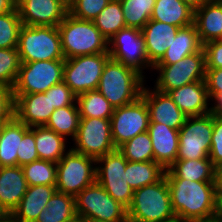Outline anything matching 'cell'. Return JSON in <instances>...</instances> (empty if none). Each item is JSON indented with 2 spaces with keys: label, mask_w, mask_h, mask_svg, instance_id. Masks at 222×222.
<instances>
[{
  "label": "cell",
  "mask_w": 222,
  "mask_h": 222,
  "mask_svg": "<svg viewBox=\"0 0 222 222\" xmlns=\"http://www.w3.org/2000/svg\"><path fill=\"white\" fill-rule=\"evenodd\" d=\"M172 210L178 222L212 221L216 208L215 182L166 178Z\"/></svg>",
  "instance_id": "cell-1"
},
{
  "label": "cell",
  "mask_w": 222,
  "mask_h": 222,
  "mask_svg": "<svg viewBox=\"0 0 222 222\" xmlns=\"http://www.w3.org/2000/svg\"><path fill=\"white\" fill-rule=\"evenodd\" d=\"M145 84L146 80L135 69L110 58L104 66L97 90L117 108L135 102Z\"/></svg>",
  "instance_id": "cell-2"
},
{
  "label": "cell",
  "mask_w": 222,
  "mask_h": 222,
  "mask_svg": "<svg viewBox=\"0 0 222 222\" xmlns=\"http://www.w3.org/2000/svg\"><path fill=\"white\" fill-rule=\"evenodd\" d=\"M127 216L128 222H178L172 210L165 176L154 184L134 191Z\"/></svg>",
  "instance_id": "cell-3"
},
{
  "label": "cell",
  "mask_w": 222,
  "mask_h": 222,
  "mask_svg": "<svg viewBox=\"0 0 222 222\" xmlns=\"http://www.w3.org/2000/svg\"><path fill=\"white\" fill-rule=\"evenodd\" d=\"M65 59L81 55L108 53V40L93 21L74 18L69 13L58 25Z\"/></svg>",
  "instance_id": "cell-4"
},
{
  "label": "cell",
  "mask_w": 222,
  "mask_h": 222,
  "mask_svg": "<svg viewBox=\"0 0 222 222\" xmlns=\"http://www.w3.org/2000/svg\"><path fill=\"white\" fill-rule=\"evenodd\" d=\"M17 50L21 63L65 60L61 38L56 26L22 25Z\"/></svg>",
  "instance_id": "cell-5"
},
{
  "label": "cell",
  "mask_w": 222,
  "mask_h": 222,
  "mask_svg": "<svg viewBox=\"0 0 222 222\" xmlns=\"http://www.w3.org/2000/svg\"><path fill=\"white\" fill-rule=\"evenodd\" d=\"M76 214L93 222H128L127 208L95 181L75 197Z\"/></svg>",
  "instance_id": "cell-6"
},
{
  "label": "cell",
  "mask_w": 222,
  "mask_h": 222,
  "mask_svg": "<svg viewBox=\"0 0 222 222\" xmlns=\"http://www.w3.org/2000/svg\"><path fill=\"white\" fill-rule=\"evenodd\" d=\"M57 164V191L76 197L96 181V159L70 149Z\"/></svg>",
  "instance_id": "cell-7"
},
{
  "label": "cell",
  "mask_w": 222,
  "mask_h": 222,
  "mask_svg": "<svg viewBox=\"0 0 222 222\" xmlns=\"http://www.w3.org/2000/svg\"><path fill=\"white\" fill-rule=\"evenodd\" d=\"M157 80L153 88L168 93L169 91L194 83L205 81L206 61L203 48L197 52L184 57L182 60L172 65H154ZM159 72V73H158Z\"/></svg>",
  "instance_id": "cell-8"
},
{
  "label": "cell",
  "mask_w": 222,
  "mask_h": 222,
  "mask_svg": "<svg viewBox=\"0 0 222 222\" xmlns=\"http://www.w3.org/2000/svg\"><path fill=\"white\" fill-rule=\"evenodd\" d=\"M127 159L118 150L96 159V181L106 192L124 207L132 203L134 190L127 183Z\"/></svg>",
  "instance_id": "cell-9"
},
{
  "label": "cell",
  "mask_w": 222,
  "mask_h": 222,
  "mask_svg": "<svg viewBox=\"0 0 222 222\" xmlns=\"http://www.w3.org/2000/svg\"><path fill=\"white\" fill-rule=\"evenodd\" d=\"M109 53L81 55L64 60L63 82L78 96L97 90Z\"/></svg>",
  "instance_id": "cell-10"
},
{
  "label": "cell",
  "mask_w": 222,
  "mask_h": 222,
  "mask_svg": "<svg viewBox=\"0 0 222 222\" xmlns=\"http://www.w3.org/2000/svg\"><path fill=\"white\" fill-rule=\"evenodd\" d=\"M213 132V115L187 117L179 129V147L176 160L209 158Z\"/></svg>",
  "instance_id": "cell-11"
},
{
  "label": "cell",
  "mask_w": 222,
  "mask_h": 222,
  "mask_svg": "<svg viewBox=\"0 0 222 222\" xmlns=\"http://www.w3.org/2000/svg\"><path fill=\"white\" fill-rule=\"evenodd\" d=\"M110 58L135 69L144 78L145 69H153L145 49L142 30L125 27L108 40Z\"/></svg>",
  "instance_id": "cell-12"
},
{
  "label": "cell",
  "mask_w": 222,
  "mask_h": 222,
  "mask_svg": "<svg viewBox=\"0 0 222 222\" xmlns=\"http://www.w3.org/2000/svg\"><path fill=\"white\" fill-rule=\"evenodd\" d=\"M64 60L21 63L13 94L46 92L63 81Z\"/></svg>",
  "instance_id": "cell-13"
},
{
  "label": "cell",
  "mask_w": 222,
  "mask_h": 222,
  "mask_svg": "<svg viewBox=\"0 0 222 222\" xmlns=\"http://www.w3.org/2000/svg\"><path fill=\"white\" fill-rule=\"evenodd\" d=\"M73 143L70 147L73 151L95 159L116 150L111 136L110 119L80 118Z\"/></svg>",
  "instance_id": "cell-14"
},
{
  "label": "cell",
  "mask_w": 222,
  "mask_h": 222,
  "mask_svg": "<svg viewBox=\"0 0 222 222\" xmlns=\"http://www.w3.org/2000/svg\"><path fill=\"white\" fill-rule=\"evenodd\" d=\"M110 121L112 140L118 149L136 135L148 131L150 122L148 106L140 96L131 104L114 108Z\"/></svg>",
  "instance_id": "cell-15"
},
{
  "label": "cell",
  "mask_w": 222,
  "mask_h": 222,
  "mask_svg": "<svg viewBox=\"0 0 222 222\" xmlns=\"http://www.w3.org/2000/svg\"><path fill=\"white\" fill-rule=\"evenodd\" d=\"M21 22L28 26H56L68 14L63 0H16Z\"/></svg>",
  "instance_id": "cell-16"
},
{
  "label": "cell",
  "mask_w": 222,
  "mask_h": 222,
  "mask_svg": "<svg viewBox=\"0 0 222 222\" xmlns=\"http://www.w3.org/2000/svg\"><path fill=\"white\" fill-rule=\"evenodd\" d=\"M15 99L14 116L27 127L45 126L55 107L46 92L33 94H13Z\"/></svg>",
  "instance_id": "cell-17"
},
{
  "label": "cell",
  "mask_w": 222,
  "mask_h": 222,
  "mask_svg": "<svg viewBox=\"0 0 222 222\" xmlns=\"http://www.w3.org/2000/svg\"><path fill=\"white\" fill-rule=\"evenodd\" d=\"M143 86L141 97L145 100L149 110V123H162L179 130L185 123L187 116L178 108L168 93L155 88Z\"/></svg>",
  "instance_id": "cell-18"
},
{
  "label": "cell",
  "mask_w": 222,
  "mask_h": 222,
  "mask_svg": "<svg viewBox=\"0 0 222 222\" xmlns=\"http://www.w3.org/2000/svg\"><path fill=\"white\" fill-rule=\"evenodd\" d=\"M174 103L187 116L210 113V98L205 81H196L168 92Z\"/></svg>",
  "instance_id": "cell-19"
},
{
  "label": "cell",
  "mask_w": 222,
  "mask_h": 222,
  "mask_svg": "<svg viewBox=\"0 0 222 222\" xmlns=\"http://www.w3.org/2000/svg\"><path fill=\"white\" fill-rule=\"evenodd\" d=\"M27 189L28 183L22 167H0V209L4 213L12 214Z\"/></svg>",
  "instance_id": "cell-20"
},
{
  "label": "cell",
  "mask_w": 222,
  "mask_h": 222,
  "mask_svg": "<svg viewBox=\"0 0 222 222\" xmlns=\"http://www.w3.org/2000/svg\"><path fill=\"white\" fill-rule=\"evenodd\" d=\"M147 132L152 141L154 161L168 169L178 155L179 130L162 123H149Z\"/></svg>",
  "instance_id": "cell-21"
},
{
  "label": "cell",
  "mask_w": 222,
  "mask_h": 222,
  "mask_svg": "<svg viewBox=\"0 0 222 222\" xmlns=\"http://www.w3.org/2000/svg\"><path fill=\"white\" fill-rule=\"evenodd\" d=\"M141 30L148 60L154 66L170 47L179 27L150 19Z\"/></svg>",
  "instance_id": "cell-22"
},
{
  "label": "cell",
  "mask_w": 222,
  "mask_h": 222,
  "mask_svg": "<svg viewBox=\"0 0 222 222\" xmlns=\"http://www.w3.org/2000/svg\"><path fill=\"white\" fill-rule=\"evenodd\" d=\"M193 23L202 45L222 39V1L209 0L194 11Z\"/></svg>",
  "instance_id": "cell-23"
},
{
  "label": "cell",
  "mask_w": 222,
  "mask_h": 222,
  "mask_svg": "<svg viewBox=\"0 0 222 222\" xmlns=\"http://www.w3.org/2000/svg\"><path fill=\"white\" fill-rule=\"evenodd\" d=\"M56 191L55 185L28 186L26 193L12 215L17 222H35Z\"/></svg>",
  "instance_id": "cell-24"
},
{
  "label": "cell",
  "mask_w": 222,
  "mask_h": 222,
  "mask_svg": "<svg viewBox=\"0 0 222 222\" xmlns=\"http://www.w3.org/2000/svg\"><path fill=\"white\" fill-rule=\"evenodd\" d=\"M203 48L194 23L179 28L170 47L155 65H172Z\"/></svg>",
  "instance_id": "cell-25"
},
{
  "label": "cell",
  "mask_w": 222,
  "mask_h": 222,
  "mask_svg": "<svg viewBox=\"0 0 222 222\" xmlns=\"http://www.w3.org/2000/svg\"><path fill=\"white\" fill-rule=\"evenodd\" d=\"M166 178L215 182V166L209 158L176 160L165 172Z\"/></svg>",
  "instance_id": "cell-26"
},
{
  "label": "cell",
  "mask_w": 222,
  "mask_h": 222,
  "mask_svg": "<svg viewBox=\"0 0 222 222\" xmlns=\"http://www.w3.org/2000/svg\"><path fill=\"white\" fill-rule=\"evenodd\" d=\"M194 10L181 0H156L151 20L175 25L179 28L193 23Z\"/></svg>",
  "instance_id": "cell-27"
},
{
  "label": "cell",
  "mask_w": 222,
  "mask_h": 222,
  "mask_svg": "<svg viewBox=\"0 0 222 222\" xmlns=\"http://www.w3.org/2000/svg\"><path fill=\"white\" fill-rule=\"evenodd\" d=\"M24 136V123L15 116L4 123L0 132V167L18 166L17 150Z\"/></svg>",
  "instance_id": "cell-28"
},
{
  "label": "cell",
  "mask_w": 222,
  "mask_h": 222,
  "mask_svg": "<svg viewBox=\"0 0 222 222\" xmlns=\"http://www.w3.org/2000/svg\"><path fill=\"white\" fill-rule=\"evenodd\" d=\"M65 137L46 126H35V144L39 159L58 163L71 149H67Z\"/></svg>",
  "instance_id": "cell-29"
},
{
  "label": "cell",
  "mask_w": 222,
  "mask_h": 222,
  "mask_svg": "<svg viewBox=\"0 0 222 222\" xmlns=\"http://www.w3.org/2000/svg\"><path fill=\"white\" fill-rule=\"evenodd\" d=\"M125 171L126 181L135 191L141 187L160 181L165 176L166 169L155 161H127Z\"/></svg>",
  "instance_id": "cell-30"
},
{
  "label": "cell",
  "mask_w": 222,
  "mask_h": 222,
  "mask_svg": "<svg viewBox=\"0 0 222 222\" xmlns=\"http://www.w3.org/2000/svg\"><path fill=\"white\" fill-rule=\"evenodd\" d=\"M76 217L75 197L56 191L35 222H68Z\"/></svg>",
  "instance_id": "cell-31"
},
{
  "label": "cell",
  "mask_w": 222,
  "mask_h": 222,
  "mask_svg": "<svg viewBox=\"0 0 222 222\" xmlns=\"http://www.w3.org/2000/svg\"><path fill=\"white\" fill-rule=\"evenodd\" d=\"M80 118L110 119L114 107L98 91L91 90L76 96Z\"/></svg>",
  "instance_id": "cell-32"
},
{
  "label": "cell",
  "mask_w": 222,
  "mask_h": 222,
  "mask_svg": "<svg viewBox=\"0 0 222 222\" xmlns=\"http://www.w3.org/2000/svg\"><path fill=\"white\" fill-rule=\"evenodd\" d=\"M79 123L80 114L75 102L73 105L55 109L45 126L66 139L68 136L72 137L73 141L77 135Z\"/></svg>",
  "instance_id": "cell-33"
},
{
  "label": "cell",
  "mask_w": 222,
  "mask_h": 222,
  "mask_svg": "<svg viewBox=\"0 0 222 222\" xmlns=\"http://www.w3.org/2000/svg\"><path fill=\"white\" fill-rule=\"evenodd\" d=\"M93 22L107 40L125 28L126 23L120 0H111Z\"/></svg>",
  "instance_id": "cell-34"
},
{
  "label": "cell",
  "mask_w": 222,
  "mask_h": 222,
  "mask_svg": "<svg viewBox=\"0 0 222 222\" xmlns=\"http://www.w3.org/2000/svg\"><path fill=\"white\" fill-rule=\"evenodd\" d=\"M126 27L142 29L151 19L156 0H120Z\"/></svg>",
  "instance_id": "cell-35"
},
{
  "label": "cell",
  "mask_w": 222,
  "mask_h": 222,
  "mask_svg": "<svg viewBox=\"0 0 222 222\" xmlns=\"http://www.w3.org/2000/svg\"><path fill=\"white\" fill-rule=\"evenodd\" d=\"M28 186L56 185L57 164L52 161L38 159L22 166Z\"/></svg>",
  "instance_id": "cell-36"
},
{
  "label": "cell",
  "mask_w": 222,
  "mask_h": 222,
  "mask_svg": "<svg viewBox=\"0 0 222 222\" xmlns=\"http://www.w3.org/2000/svg\"><path fill=\"white\" fill-rule=\"evenodd\" d=\"M118 150L124 155L127 161H154L152 141L148 132L136 135L121 145Z\"/></svg>",
  "instance_id": "cell-37"
},
{
  "label": "cell",
  "mask_w": 222,
  "mask_h": 222,
  "mask_svg": "<svg viewBox=\"0 0 222 222\" xmlns=\"http://www.w3.org/2000/svg\"><path fill=\"white\" fill-rule=\"evenodd\" d=\"M22 25L17 7L0 14V48H17Z\"/></svg>",
  "instance_id": "cell-38"
},
{
  "label": "cell",
  "mask_w": 222,
  "mask_h": 222,
  "mask_svg": "<svg viewBox=\"0 0 222 222\" xmlns=\"http://www.w3.org/2000/svg\"><path fill=\"white\" fill-rule=\"evenodd\" d=\"M21 60L17 48H0V85L13 88Z\"/></svg>",
  "instance_id": "cell-39"
},
{
  "label": "cell",
  "mask_w": 222,
  "mask_h": 222,
  "mask_svg": "<svg viewBox=\"0 0 222 222\" xmlns=\"http://www.w3.org/2000/svg\"><path fill=\"white\" fill-rule=\"evenodd\" d=\"M205 82L210 101V113L222 118V68H206Z\"/></svg>",
  "instance_id": "cell-40"
},
{
  "label": "cell",
  "mask_w": 222,
  "mask_h": 222,
  "mask_svg": "<svg viewBox=\"0 0 222 222\" xmlns=\"http://www.w3.org/2000/svg\"><path fill=\"white\" fill-rule=\"evenodd\" d=\"M111 0H72L68 13L80 20L93 21Z\"/></svg>",
  "instance_id": "cell-41"
},
{
  "label": "cell",
  "mask_w": 222,
  "mask_h": 222,
  "mask_svg": "<svg viewBox=\"0 0 222 222\" xmlns=\"http://www.w3.org/2000/svg\"><path fill=\"white\" fill-rule=\"evenodd\" d=\"M38 159L39 156L35 144V126L27 127L24 124V136L17 150L18 166L22 167Z\"/></svg>",
  "instance_id": "cell-42"
},
{
  "label": "cell",
  "mask_w": 222,
  "mask_h": 222,
  "mask_svg": "<svg viewBox=\"0 0 222 222\" xmlns=\"http://www.w3.org/2000/svg\"><path fill=\"white\" fill-rule=\"evenodd\" d=\"M49 98L55 109L73 105L76 102V95L63 81L49 88Z\"/></svg>",
  "instance_id": "cell-43"
},
{
  "label": "cell",
  "mask_w": 222,
  "mask_h": 222,
  "mask_svg": "<svg viewBox=\"0 0 222 222\" xmlns=\"http://www.w3.org/2000/svg\"><path fill=\"white\" fill-rule=\"evenodd\" d=\"M209 159L215 167L222 164V118L214 115Z\"/></svg>",
  "instance_id": "cell-44"
},
{
  "label": "cell",
  "mask_w": 222,
  "mask_h": 222,
  "mask_svg": "<svg viewBox=\"0 0 222 222\" xmlns=\"http://www.w3.org/2000/svg\"><path fill=\"white\" fill-rule=\"evenodd\" d=\"M13 88L0 85V121L4 124L14 117Z\"/></svg>",
  "instance_id": "cell-45"
},
{
  "label": "cell",
  "mask_w": 222,
  "mask_h": 222,
  "mask_svg": "<svg viewBox=\"0 0 222 222\" xmlns=\"http://www.w3.org/2000/svg\"><path fill=\"white\" fill-rule=\"evenodd\" d=\"M206 68H222V39L203 45Z\"/></svg>",
  "instance_id": "cell-46"
},
{
  "label": "cell",
  "mask_w": 222,
  "mask_h": 222,
  "mask_svg": "<svg viewBox=\"0 0 222 222\" xmlns=\"http://www.w3.org/2000/svg\"><path fill=\"white\" fill-rule=\"evenodd\" d=\"M215 186L217 194H222V164L215 167Z\"/></svg>",
  "instance_id": "cell-47"
},
{
  "label": "cell",
  "mask_w": 222,
  "mask_h": 222,
  "mask_svg": "<svg viewBox=\"0 0 222 222\" xmlns=\"http://www.w3.org/2000/svg\"><path fill=\"white\" fill-rule=\"evenodd\" d=\"M215 222H222V194L216 195Z\"/></svg>",
  "instance_id": "cell-48"
},
{
  "label": "cell",
  "mask_w": 222,
  "mask_h": 222,
  "mask_svg": "<svg viewBox=\"0 0 222 222\" xmlns=\"http://www.w3.org/2000/svg\"><path fill=\"white\" fill-rule=\"evenodd\" d=\"M16 7V0H0V14L9 12Z\"/></svg>",
  "instance_id": "cell-49"
},
{
  "label": "cell",
  "mask_w": 222,
  "mask_h": 222,
  "mask_svg": "<svg viewBox=\"0 0 222 222\" xmlns=\"http://www.w3.org/2000/svg\"><path fill=\"white\" fill-rule=\"evenodd\" d=\"M181 1L187 4L195 11L198 7H201L205 2H208L209 0H181Z\"/></svg>",
  "instance_id": "cell-50"
},
{
  "label": "cell",
  "mask_w": 222,
  "mask_h": 222,
  "mask_svg": "<svg viewBox=\"0 0 222 222\" xmlns=\"http://www.w3.org/2000/svg\"><path fill=\"white\" fill-rule=\"evenodd\" d=\"M0 222H17L15 217L12 214L4 213L0 217Z\"/></svg>",
  "instance_id": "cell-51"
},
{
  "label": "cell",
  "mask_w": 222,
  "mask_h": 222,
  "mask_svg": "<svg viewBox=\"0 0 222 222\" xmlns=\"http://www.w3.org/2000/svg\"><path fill=\"white\" fill-rule=\"evenodd\" d=\"M68 222H83V219H81L80 217H76V218H73L72 220L68 221Z\"/></svg>",
  "instance_id": "cell-52"
},
{
  "label": "cell",
  "mask_w": 222,
  "mask_h": 222,
  "mask_svg": "<svg viewBox=\"0 0 222 222\" xmlns=\"http://www.w3.org/2000/svg\"><path fill=\"white\" fill-rule=\"evenodd\" d=\"M66 4H69L72 0H63Z\"/></svg>",
  "instance_id": "cell-53"
},
{
  "label": "cell",
  "mask_w": 222,
  "mask_h": 222,
  "mask_svg": "<svg viewBox=\"0 0 222 222\" xmlns=\"http://www.w3.org/2000/svg\"><path fill=\"white\" fill-rule=\"evenodd\" d=\"M4 124L0 121V132H1V128Z\"/></svg>",
  "instance_id": "cell-54"
},
{
  "label": "cell",
  "mask_w": 222,
  "mask_h": 222,
  "mask_svg": "<svg viewBox=\"0 0 222 222\" xmlns=\"http://www.w3.org/2000/svg\"><path fill=\"white\" fill-rule=\"evenodd\" d=\"M4 214V212L0 209V217Z\"/></svg>",
  "instance_id": "cell-55"
},
{
  "label": "cell",
  "mask_w": 222,
  "mask_h": 222,
  "mask_svg": "<svg viewBox=\"0 0 222 222\" xmlns=\"http://www.w3.org/2000/svg\"><path fill=\"white\" fill-rule=\"evenodd\" d=\"M197 222H215V221L212 220V221H197Z\"/></svg>",
  "instance_id": "cell-56"
},
{
  "label": "cell",
  "mask_w": 222,
  "mask_h": 222,
  "mask_svg": "<svg viewBox=\"0 0 222 222\" xmlns=\"http://www.w3.org/2000/svg\"><path fill=\"white\" fill-rule=\"evenodd\" d=\"M83 222H93V221H90V220H83Z\"/></svg>",
  "instance_id": "cell-57"
}]
</instances>
